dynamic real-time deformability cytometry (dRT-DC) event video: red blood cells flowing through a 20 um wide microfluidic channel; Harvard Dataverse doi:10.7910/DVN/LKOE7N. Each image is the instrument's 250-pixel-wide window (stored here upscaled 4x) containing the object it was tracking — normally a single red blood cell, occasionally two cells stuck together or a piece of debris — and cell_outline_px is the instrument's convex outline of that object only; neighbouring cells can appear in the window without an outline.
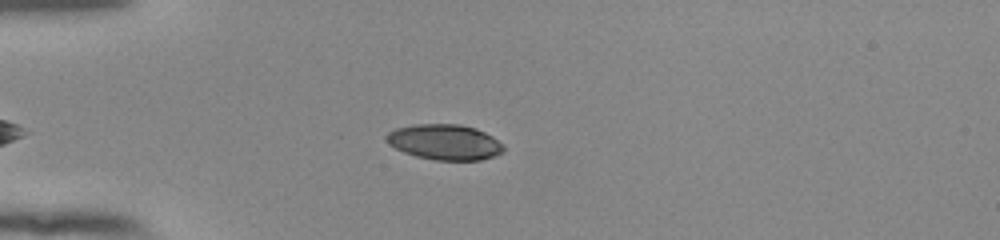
{"species": "human", "species_latin": "Homo sapiens", "temperature_condition": "room temperature", "stored_images_in_passage": 43, "camera_frame_rate_fps": 3000, "um_per_image_px": 0.085, "donor": {"sex": "female"}, "frame": {"image": 1, "passage_image": 5, "time_ms": 1.333, "image_size_px": [1000, 240], "cell_outline_px": [[504, 152], [496, 156], [480, 160], [436, 160], [416, 156], [404, 152], [388, 144], [384, 140], [384, 136], [388, 132], [396, 128], [412, 124], [460, 124], [476, 128], [492, 136], [504, 144]], "centroid_in_image_um": [37.8, 12.07], "position_along_channel_um": 47.2, "area_um2": 24.51}}
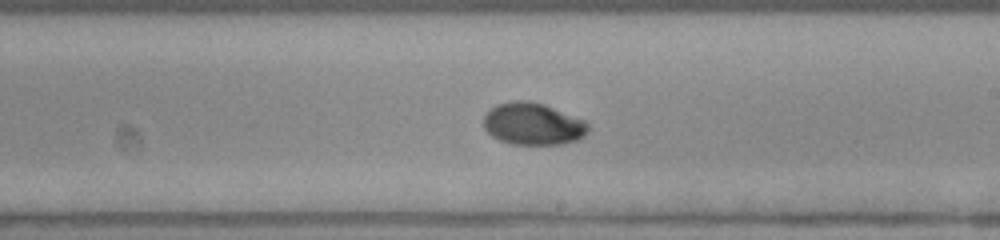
{"frame": {"image": 2, "passage_image": 22, "time_ms": 7.0, "image_size_px": [1000, 240], "cell_outline_px": [[588, 132], [580, 140], [560, 144], [512, 144], [500, 140], [492, 136], [484, 128], [484, 116], [496, 104], [512, 100], [528, 100], [544, 104], [584, 120], [588, 124]], "centroid_in_image_um": [45.31, 10.53], "position_along_channel_um": 243.7, "area_um2": 25.66}}
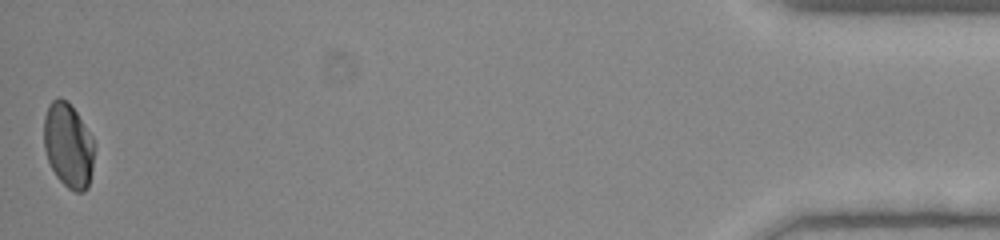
{"frame": {"image": 3, "passage_image": 43, "time_ms": 14.0, "image_size_px": [1000, 240], "cell_outline_px": [[92, 168], [88, 188], [84, 192], [76, 192], [68, 188], [56, 176], [48, 160], [44, 148], [44, 116], [48, 104], [52, 100], [60, 96], [68, 100], [92, 136]], "centroid_in_image_um": [5.78, 12.33], "position_along_channel_um": 429.4, "area_um2": 24.74}, "authors_computed_cell_mechanics": {"area_um2": 25.0852, "velocity_mm_per_s": 3.8858, "shape_relaxation_time_tau1_ms": 3.8556, "shape_relaxation_time_tau2_ms": null, "deformation_change_tau1": 0.1702, "deformation_change_tau2": null}}